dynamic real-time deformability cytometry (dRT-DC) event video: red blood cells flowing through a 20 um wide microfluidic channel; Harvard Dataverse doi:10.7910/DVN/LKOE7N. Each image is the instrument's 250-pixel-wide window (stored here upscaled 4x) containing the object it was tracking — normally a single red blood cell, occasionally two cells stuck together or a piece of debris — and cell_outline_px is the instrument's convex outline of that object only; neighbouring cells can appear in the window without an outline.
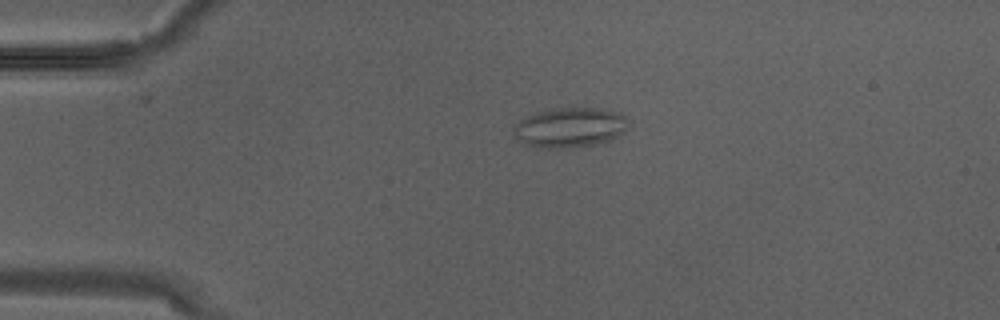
{"species": "Egyptian fruit bat (a non-hibernating species)", "species_latin": "Rousettus aegyptiacus", "temperature_condition": "warm", "stored_images_in_passage": 2, "camera_frame_rate_fps": 3000, "um_per_image_px": 0.085, "animal": {"sex": "male"}, "frame": {"image": 1, "passage_image": 2, "time_ms": 0.333, "image_size_px": [1000, 320], "cell_outline_px": [[628, 128], [624, 132], [608, 140], [596, 144], [568, 148], [536, 148], [524, 144], [512, 132], [512, 128], [524, 116], [532, 112], [552, 108], [600, 108], [620, 112], [624, 116]], "centroid_in_image_um": [48.38, 10.83], "position_along_channel_um": 36.6, "area_um2": 26.93}}